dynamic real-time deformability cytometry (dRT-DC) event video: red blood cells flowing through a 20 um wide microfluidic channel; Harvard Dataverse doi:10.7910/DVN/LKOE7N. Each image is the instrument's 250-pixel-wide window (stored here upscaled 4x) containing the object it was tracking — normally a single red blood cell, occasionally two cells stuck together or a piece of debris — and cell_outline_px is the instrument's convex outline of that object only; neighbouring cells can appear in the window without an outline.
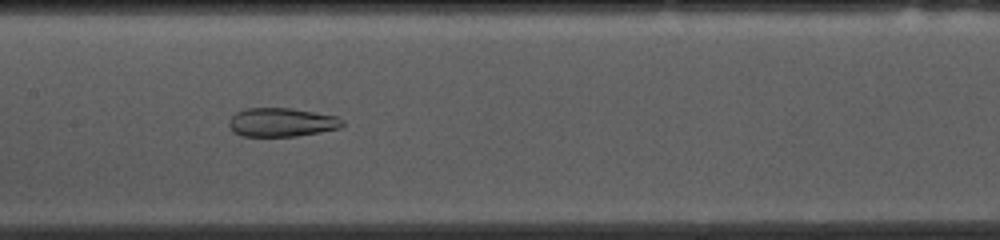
{"species": "common noctule bat (a hibernating species)", "species_latin": "Nyctalus noctula", "temperature_condition": "cold", "stored_images_in_passage": 51, "camera_frame_rate_fps": 3000, "um_per_image_px": 0.085, "animal": {"sex": "female", "body_mass_g": 10.0, "forearm_length_mm": 53.1}, "frame": {"image": 1, "passage_image": 23, "time_ms": 7.333, "image_size_px": [1000, 240], "cell_outline_px": [[344, 128], [296, 136], [240, 136], [232, 132], [228, 124], [228, 120], [236, 112], [244, 108], [292, 108], [336, 116], [344, 120]], "centroid_in_image_um": [23.94, 10.4], "position_along_channel_um": 183.5, "area_um2": 19.31}}
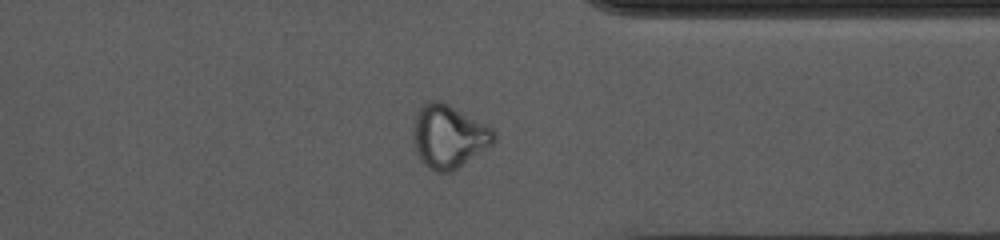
{"frame": {"image": 2, "passage_image": 39, "time_ms": 12.667, "image_size_px": [1000, 240], "cell_outline_px": [[496, 140], [488, 148], [452, 172], [436, 172], [424, 164], [420, 160], [416, 152], [412, 140], [412, 132], [416, 112], [428, 100], [440, 100], [448, 104], [492, 128], [496, 132]], "centroid_in_image_um": [38.12, 11.6], "position_along_channel_um": 373.3, "area_um2": 29.88}}
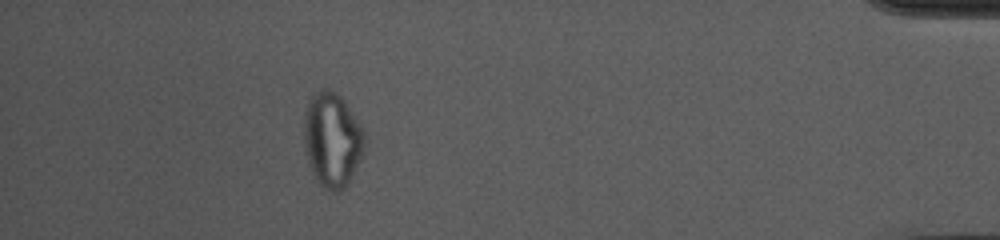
{"frame": {"image": 3, "passage_image": 46, "time_ms": 15.0, "image_size_px": [1000, 240], "cell_outline_px": [[364, 148], [356, 168], [348, 184], [344, 188], [332, 192], [324, 188], [316, 180], [308, 164], [304, 152], [304, 112], [312, 96], [320, 88], [328, 88], [336, 92], [344, 100], [360, 124], [364, 132]], "centroid_in_image_um": [28.21, 11.87], "position_along_channel_um": 407.0, "area_um2": 33.47}, "authors_computed_cell_mechanics": {"area_um2": 26.4724, "velocity_mm_per_s": 3.6815, "shape_relaxation_time_tau1_ms": null, "shape_relaxation_time_tau2_ms": 1.702, "deformation_change_tau1": null, "deformation_change_tau2": 0.0893}}